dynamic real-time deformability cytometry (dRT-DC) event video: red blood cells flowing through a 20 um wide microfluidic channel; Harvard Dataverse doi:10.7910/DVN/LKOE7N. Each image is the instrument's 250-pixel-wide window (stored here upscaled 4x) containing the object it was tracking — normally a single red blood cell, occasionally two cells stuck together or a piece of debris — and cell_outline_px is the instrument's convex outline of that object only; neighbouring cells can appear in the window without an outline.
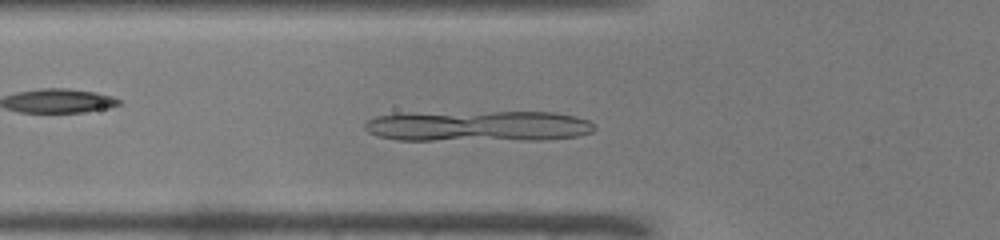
{"species": "common noctule bat (a hibernating species)", "species_latin": "Nyctalus noctula", "temperature_condition": "warm", "stored_images_in_passage": 44, "camera_frame_rate_fps": 3000, "um_per_image_px": 0.085, "animal": {"sex": "male", "body_mass_g": 19.0, "forearm_length_mm": 50.8}, "frame": {"image": 1, "passage_image": 11, "time_ms": 3.333, "image_size_px": [1000, 240], "cell_outline_px": [[596, 128], [592, 132], [576, 136], [540, 140], [396, 140], [376, 136], [368, 132], [364, 128], [364, 124], [368, 120], [376, 116], [400, 112], [552, 112], [576, 116], [588, 120], [596, 124]], "centroid_in_image_um": [40.61, 10.71], "position_along_channel_um": 85.2, "area_um2": 42.08}}
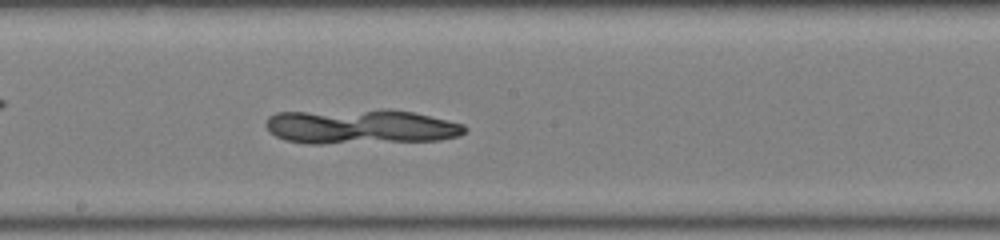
{"frame": {"image": 2, "passage_image": 21, "time_ms": 6.667, "image_size_px": [1000, 240], "cell_outline_px": [[468, 128], [460, 136], [440, 140], [320, 144], [308, 144], [284, 140], [268, 132], [264, 124], [268, 116], [276, 112], [380, 108], [388, 108], [412, 112], [464, 124]], "centroid_in_image_um": [30.6, 10.75], "position_along_channel_um": 217.6, "area_um2": 41.21}}
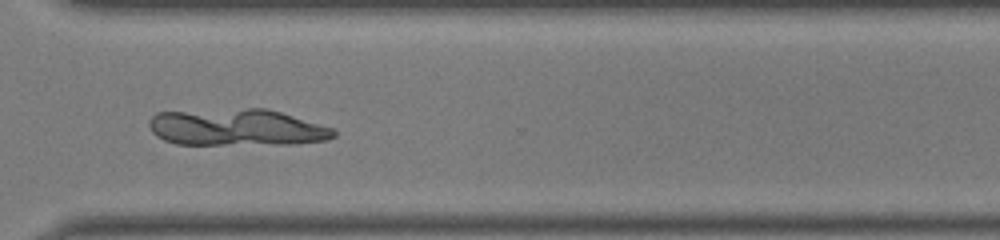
{"frame": {"image": 3, "passage_image": 31, "time_ms": 10.0, "image_size_px": [1000, 240], "cell_outline_px": [[336, 136], [328, 140], [296, 144], [176, 144], [164, 140], [156, 136], [152, 132], [148, 124], [148, 120], [156, 112], [248, 108], [268, 108], [332, 128], [336, 132]], "centroid_in_image_um": [20.11, 10.83], "position_along_channel_um": 350.5, "area_um2": 39.77}}